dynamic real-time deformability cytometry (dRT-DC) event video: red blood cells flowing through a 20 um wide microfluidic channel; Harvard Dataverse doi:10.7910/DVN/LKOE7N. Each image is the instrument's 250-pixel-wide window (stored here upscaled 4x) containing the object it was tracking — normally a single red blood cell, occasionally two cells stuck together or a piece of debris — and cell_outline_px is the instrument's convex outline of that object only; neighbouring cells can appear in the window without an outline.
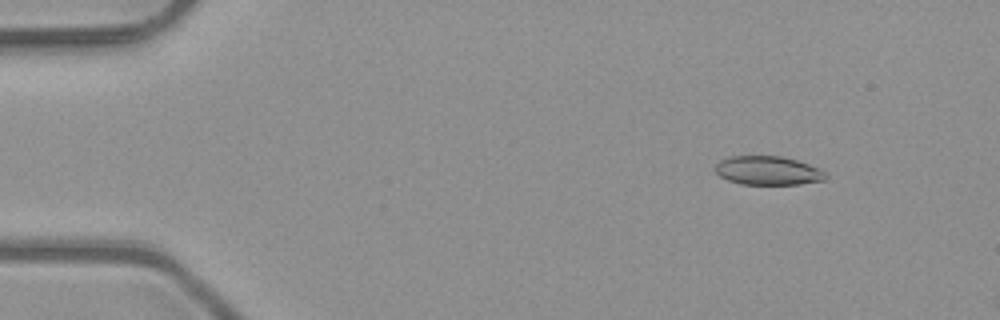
{"species": "common noctule bat (a hibernating species)", "species_latin": "Nyctalus noctula", "temperature_condition": "room temperature", "stored_images_in_passage": 5, "camera_frame_rate_fps": 3000, "um_per_image_px": 0.085, "animal": {"sex": "male", "body_mass_g": 23.1, "forearm_length_mm": 52.7}, "frame": {"image": 1, "passage_image": 3, "time_ms": 0.667, "image_size_px": [1000, 320], "cell_outline_px": [[828, 176], [824, 180], [800, 184], [740, 184], [728, 180], [720, 176], [716, 172], [716, 164], [720, 160], [732, 156], [780, 156], [796, 160], [820, 168]], "centroid_in_image_um": [65.28, 14.5], "position_along_channel_um": 19.7, "area_um2": 18.44}}